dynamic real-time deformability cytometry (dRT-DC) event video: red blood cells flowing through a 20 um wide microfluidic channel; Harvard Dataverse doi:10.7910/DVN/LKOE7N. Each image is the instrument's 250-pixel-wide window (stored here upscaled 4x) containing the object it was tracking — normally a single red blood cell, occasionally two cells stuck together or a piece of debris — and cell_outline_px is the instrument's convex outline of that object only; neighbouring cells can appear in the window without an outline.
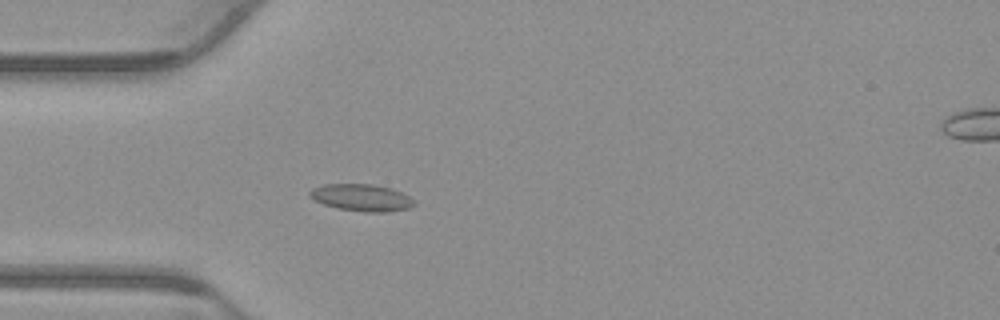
{"species": "common noctule bat (a hibernating species)", "species_latin": "Nyctalus noctula", "temperature_condition": "warm", "stored_images_in_passage": 46, "camera_frame_rate_fps": 3000, "um_per_image_px": 0.085, "animal": {"sex": "male", "body_mass_g": 23.1, "forearm_length_mm": 52.7}, "frame": {"image": 1, "passage_image": 8, "time_ms": 2.333, "image_size_px": [1000, 320], "cell_outline_px": [[416, 204], [408, 208], [388, 212], [364, 212], [336, 208], [324, 204], [308, 196], [308, 192], [312, 188], [324, 184], [372, 184], [392, 188], [416, 200]], "centroid_in_image_um": [30.74, 16.8], "position_along_channel_um": 54.3, "area_um2": 16.53}}
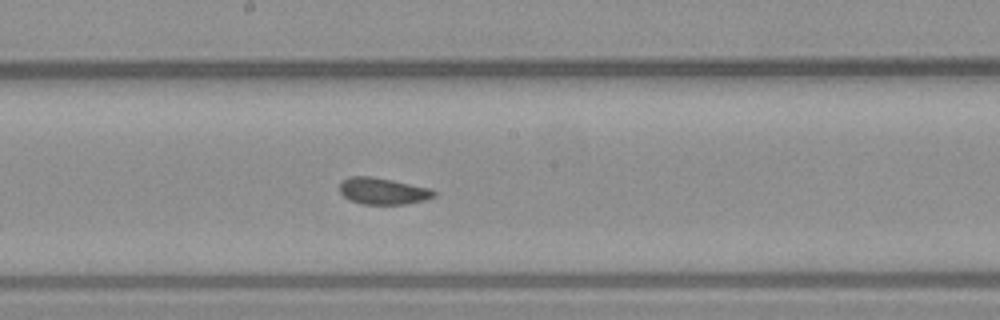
{"frame": {"image": 2, "passage_image": 21, "time_ms": 6.667, "image_size_px": [1000, 320], "cell_outline_px": [[436, 196], [424, 200], [404, 204], [364, 204], [348, 200], [340, 192], [340, 184], [348, 176], [372, 176], [432, 188], [436, 192]], "centroid_in_image_um": [32.56, 16.24], "position_along_channel_um": 215.6, "area_um2": 14.68}}
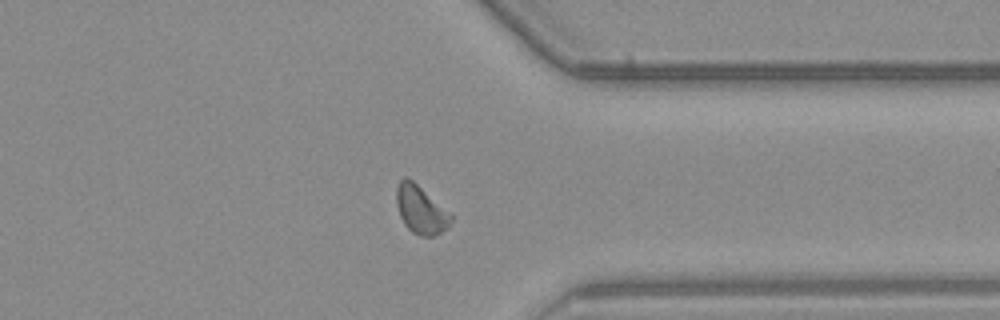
{"frame": {"image": 3, "passage_image": 34, "time_ms": 11.0, "image_size_px": [1000, 320], "cell_outline_px": [[452, 220], [448, 228], [432, 236], [420, 236], [412, 232], [404, 224], [400, 216], [396, 204], [396, 188], [400, 180], [404, 176], [408, 176], [452, 212]], "centroid_in_image_um": [35.78, 17.79], "position_along_channel_um": 375.6, "area_um2": 15.66}, "authors_computed_cell_mechanics": {"area_um2": 14.9413, "velocity_mm_per_s": 3.8247, "shape_relaxation_time_tau1_ms": null, "shape_relaxation_time_tau2_ms": 1.9827, "deformation_change_tau1": null, "deformation_change_tau2": 0.067}}